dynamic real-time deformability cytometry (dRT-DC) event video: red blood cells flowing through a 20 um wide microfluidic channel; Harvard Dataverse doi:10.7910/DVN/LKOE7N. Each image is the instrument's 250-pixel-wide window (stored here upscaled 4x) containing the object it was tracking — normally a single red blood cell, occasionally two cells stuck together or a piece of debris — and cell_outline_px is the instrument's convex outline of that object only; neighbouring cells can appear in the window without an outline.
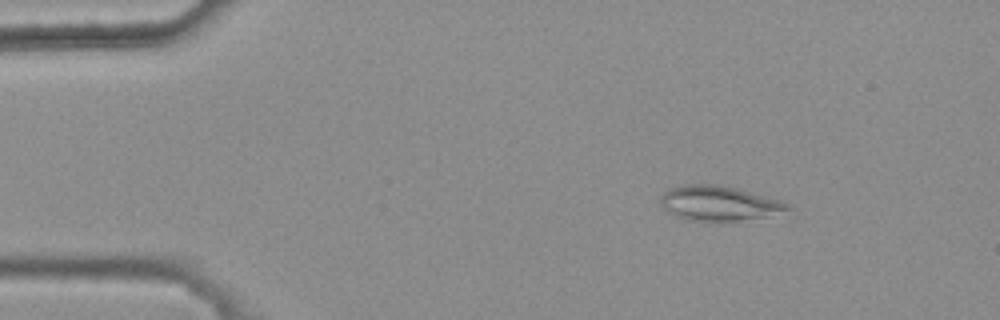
{"species": "common noctule bat (a hibernating species)", "species_latin": "Nyctalus noctula", "temperature_condition": "warm", "stored_images_in_passage": 5, "camera_frame_rate_fps": 3000, "um_per_image_px": 0.085, "animal": {"sex": "female", "body_mass_g": 25.1}, "frame": {"image": 1, "passage_image": 5, "time_ms": 1.333, "image_size_px": [1000, 320], "cell_outline_px": [[792, 208], [768, 216], [740, 220], [708, 224], [680, 220], [668, 212], [660, 204], [660, 196], [668, 188], [684, 184], [712, 184], [736, 188], [780, 200], [788, 204]], "centroid_in_image_um": [61.0, 17.32], "position_along_channel_um": 24.0, "area_um2": 26.47}}